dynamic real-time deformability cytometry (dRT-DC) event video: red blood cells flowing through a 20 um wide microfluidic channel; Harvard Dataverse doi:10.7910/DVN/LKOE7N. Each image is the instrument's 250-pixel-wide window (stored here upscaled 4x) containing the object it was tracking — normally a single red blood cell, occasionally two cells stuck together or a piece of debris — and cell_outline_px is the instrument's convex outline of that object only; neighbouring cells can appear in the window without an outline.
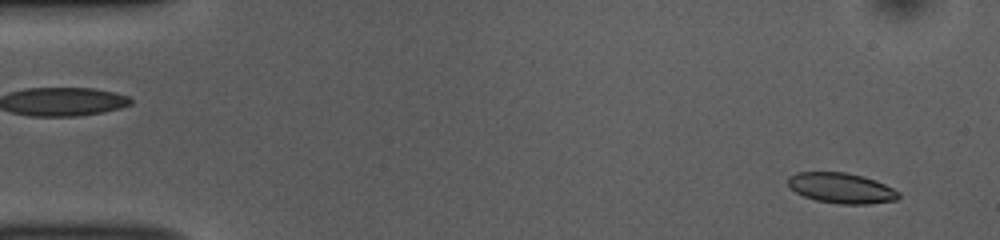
{"species": "common noctule bat (a hibernating species)", "species_latin": "Nyctalus noctula", "temperature_condition": "room temperature", "stored_images_in_passage": 52, "camera_frame_rate_fps": 3000, "um_per_image_px": 0.085, "animal": {"sex": "female", "body_mass_g": 10.0, "forearm_length_mm": 53.1}, "frame": {"image": 1, "passage_image": 3, "time_ms": 0.667, "image_size_px": [1000, 240], "cell_outline_px": [[900, 196], [896, 200], [868, 204], [840, 204], [816, 200], [804, 196], [796, 192], [788, 184], [788, 176], [796, 172], [848, 172], [864, 176], [876, 180], [900, 192]], "centroid_in_image_um": [71.52, 15.98], "position_along_channel_um": 13.5, "area_um2": 19.65}}
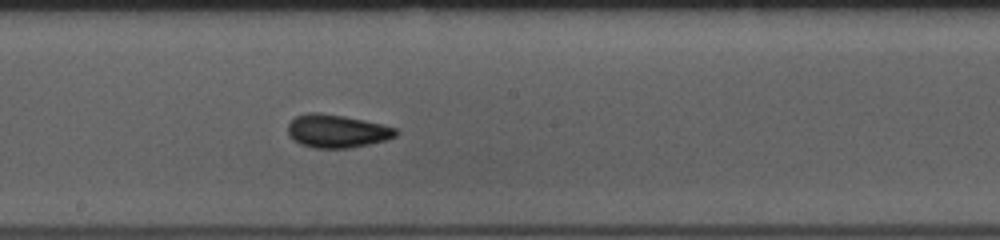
{"frame": {"image": 2, "passage_image": 28, "time_ms": 9.0, "image_size_px": [1000, 240], "cell_outline_px": [[400, 132], [396, 136], [388, 140], [348, 148], [312, 148], [300, 144], [292, 140], [288, 136], [288, 124], [296, 116], [308, 112], [320, 112], [344, 116], [364, 120], [396, 128]], "centroid_in_image_um": [28.62, 11.15], "position_along_channel_um": 219.6, "area_um2": 21.04}}
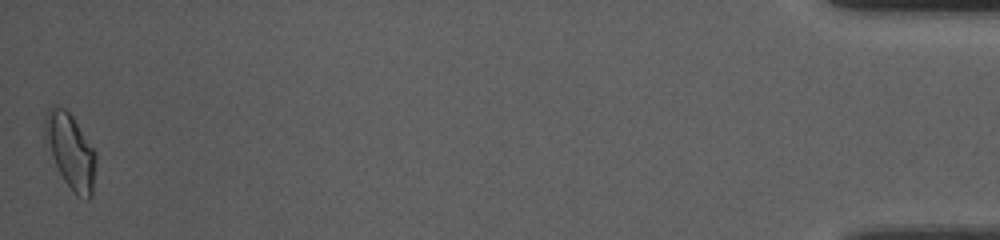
{"frame": {"image": 3, "passage_image": 52, "time_ms": 17.0, "image_size_px": [1000, 240], "cell_outline_px": [[96, 160], [92, 196], [88, 200], [84, 200], [76, 196], [64, 180], [44, 148], [44, 120], [48, 108], [56, 104], [64, 108], [72, 116], [96, 152]], "centroid_in_image_um": [5.95, 12.86], "position_along_channel_um": 429.2, "area_um2": 22.83}, "authors_computed_cell_mechanics": {"area_um2": 19.9121, "velocity_mm_per_s": 3.7836, "shape_relaxation_time_tau1_ms": 5.2563, "shape_relaxation_time_tau2_ms": 2.7705, "deformation_change_tau1": 0.1198, "deformation_change_tau2": 0.0718}}